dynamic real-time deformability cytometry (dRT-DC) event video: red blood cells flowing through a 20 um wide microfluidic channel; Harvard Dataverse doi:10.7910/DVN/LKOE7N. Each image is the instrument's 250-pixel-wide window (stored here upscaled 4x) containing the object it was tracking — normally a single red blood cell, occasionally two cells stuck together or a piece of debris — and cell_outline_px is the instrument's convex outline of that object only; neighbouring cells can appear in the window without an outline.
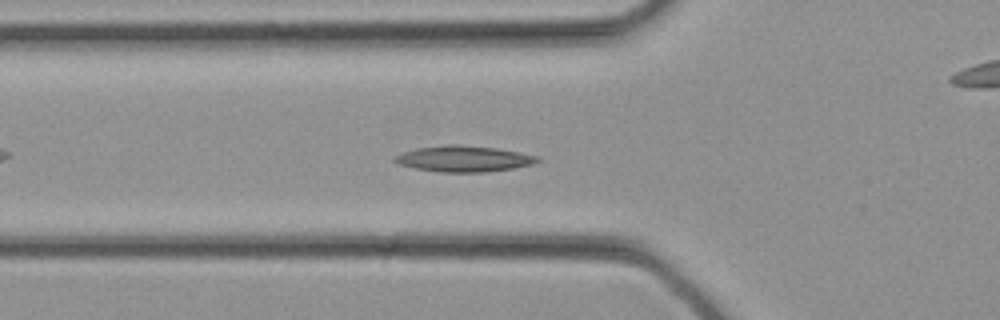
{"species": "common noctule bat (a hibernating species)", "species_latin": "Nyctalus noctula", "temperature_condition": "cold", "stored_images_in_passage": 25, "camera_frame_rate_fps": 3000, "um_per_image_px": 0.085, "animal": {"sex": "female", "body_mass_g": 21.9}, "frame": {"image": 1, "passage_image": 3, "time_ms": 0.667, "image_size_px": [1000, 320], "cell_outline_px": [[540, 160], [532, 164], [512, 168], [484, 172], [440, 172], [416, 168], [400, 164], [392, 160], [392, 156], [416, 148], [444, 144], [460, 144], [496, 148], [520, 152], [536, 156]], "centroid_in_image_um": [39.37, 13.48], "position_along_channel_um": 86.4, "area_um2": 21.56}}
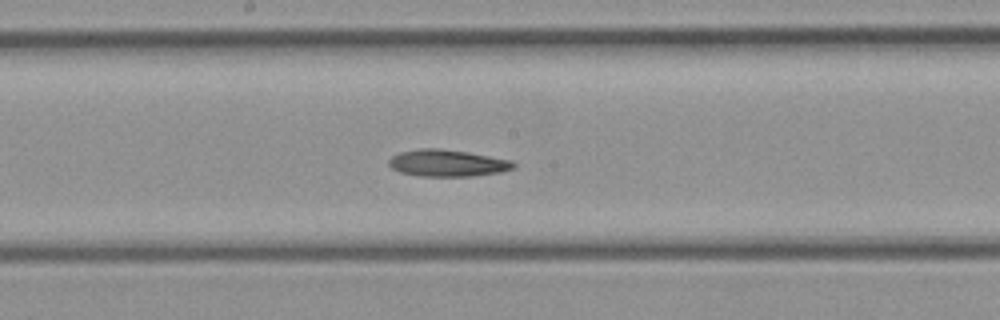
{"frame": {"image": 2, "passage_image": 9, "time_ms": 2.667, "image_size_px": [1000, 320], "cell_outline_px": [[516, 168], [500, 172], [472, 176], [420, 176], [400, 172], [392, 168], [388, 164], [388, 160], [392, 156], [400, 152], [420, 148], [440, 148], [468, 152], [512, 160], [516, 164]], "centroid_in_image_um": [38.04, 13.86], "position_along_channel_um": 210.2, "area_um2": 19.59}}
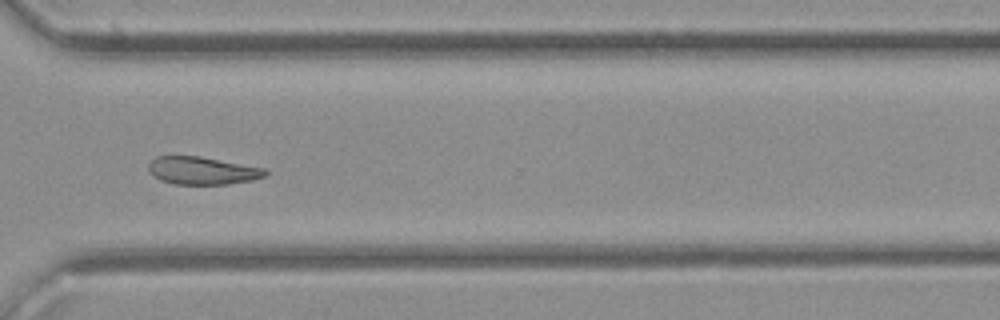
{"frame": {"image": 3, "passage_image": 16, "time_ms": 5.0, "image_size_px": [1000, 320], "cell_outline_px": [[268, 172], [264, 176], [252, 180], [228, 184], [176, 184], [160, 180], [152, 176], [148, 172], [148, 164], [156, 156], [200, 156], [264, 168]], "centroid_in_image_um": [17.15, 14.5], "position_along_channel_um": 353.4, "area_um2": 18.84}}